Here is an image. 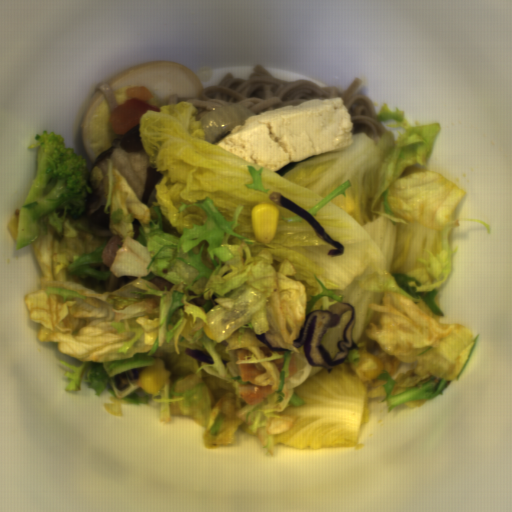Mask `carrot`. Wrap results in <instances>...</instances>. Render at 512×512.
Wrapping results in <instances>:
<instances>
[{"instance_id":"1","label":"carrot","mask_w":512,"mask_h":512,"mask_svg":"<svg viewBox=\"0 0 512 512\" xmlns=\"http://www.w3.org/2000/svg\"><path fill=\"white\" fill-rule=\"evenodd\" d=\"M126 97L129 99H140L143 101H149L155 98L152 91L145 86H131L125 91Z\"/></svg>"}]
</instances>
